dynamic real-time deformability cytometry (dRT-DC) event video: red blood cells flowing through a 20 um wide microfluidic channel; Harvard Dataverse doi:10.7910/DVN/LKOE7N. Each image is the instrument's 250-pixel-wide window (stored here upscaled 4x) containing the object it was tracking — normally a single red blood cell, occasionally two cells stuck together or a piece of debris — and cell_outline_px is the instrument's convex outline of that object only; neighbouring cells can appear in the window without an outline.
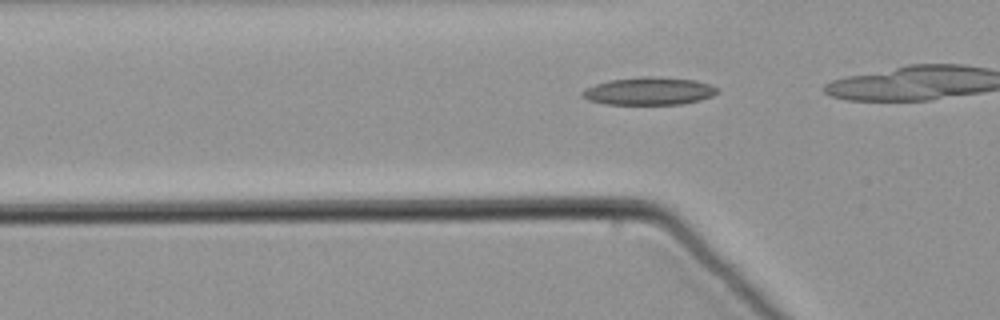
{"species": "common noctule bat (a hibernating species)", "species_latin": "Nyctalus noctula", "temperature_condition": "warm", "stored_images_in_passage": 10, "camera_frame_rate_fps": 3000, "um_per_image_px": 0.085, "animal": {"sex": "male", "body_mass_g": 21.5, "forearm_length_mm": 52.0}, "frame": {"image": 1, "passage_image": 10, "time_ms": 3.0, "image_size_px": [1000, 320], "cell_outline_px": [[720, 92], [712, 96], [700, 100], [680, 104], [608, 104], [588, 100], [580, 92], [596, 84], [612, 80], [640, 76], [652, 76], [692, 80], [708, 84], [720, 88]], "centroid_in_image_um": [55.21, 7.74], "position_along_channel_um": 70.6, "area_um2": 21.56}}